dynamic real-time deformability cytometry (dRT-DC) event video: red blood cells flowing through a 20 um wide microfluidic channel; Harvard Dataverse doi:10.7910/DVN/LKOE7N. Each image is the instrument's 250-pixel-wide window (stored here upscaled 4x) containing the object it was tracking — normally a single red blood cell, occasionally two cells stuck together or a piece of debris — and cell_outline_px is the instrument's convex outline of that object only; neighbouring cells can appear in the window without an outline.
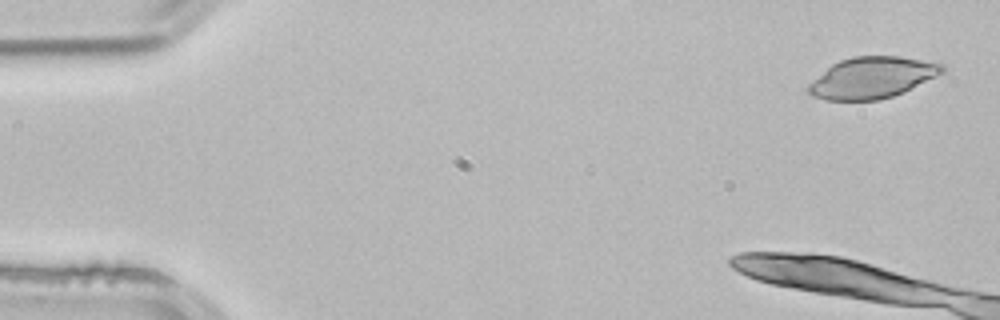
{"species": "common noctule bat (a hibernating species)", "species_latin": "Nyctalus noctula", "temperature_condition": "room temperature", "stored_images_in_passage": 2, "camera_frame_rate_fps": 3000, "um_per_image_px": 0.085, "animal": {"sex": "male", "body_mass_g": 21.5, "forearm_length_mm": 52.0}, "frame": {"image": 1, "passage_image": 1, "time_ms": 0.0, "image_size_px": [1000, 320], "cell_outline_px": [[944, 72], [904, 92], [892, 96], [876, 100], [824, 100], [812, 96], [804, 88], [808, 84], [832, 64], [840, 60], [852, 56], [900, 56], [944, 64]], "centroid_in_image_um": [74.1, 6.6], "position_along_channel_um": 10.9, "area_um2": 32.14}}